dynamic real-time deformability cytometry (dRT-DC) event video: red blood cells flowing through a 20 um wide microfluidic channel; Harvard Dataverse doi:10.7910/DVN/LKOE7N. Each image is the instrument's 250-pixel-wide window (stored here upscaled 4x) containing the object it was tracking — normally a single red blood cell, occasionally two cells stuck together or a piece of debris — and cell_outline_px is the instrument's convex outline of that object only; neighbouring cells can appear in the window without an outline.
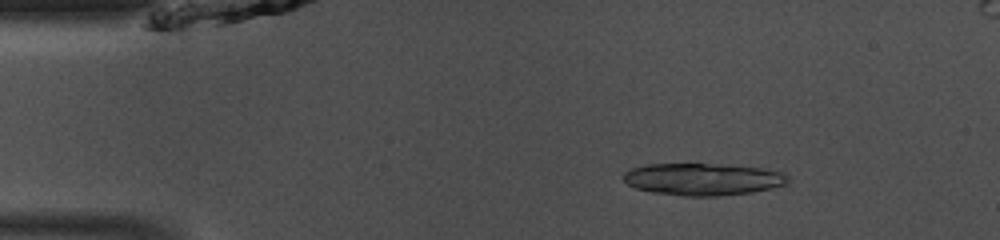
{"species": "common noctule bat (a hibernating species)", "species_latin": "Nyctalus noctula", "temperature_condition": "room temperature", "stored_images_in_passage": 46, "camera_frame_rate_fps": 3000, "um_per_image_px": 0.085, "animal": {"sex": "male", "body_mass_g": 13.0, "forearm_length_mm": 53.1}, "frame": {"image": 1, "passage_image": 7, "time_ms": 2.0, "image_size_px": [1000, 240], "cell_outline_px": [[788, 184], [752, 192], [720, 196], [684, 196], [652, 192], [636, 188], [628, 184], [620, 176], [624, 172], [632, 168], [648, 164], [724, 164], [760, 168], [788, 172]], "centroid_in_image_um": [59.76, 15.23], "position_along_channel_um": 25.2, "area_um2": 31.04}}